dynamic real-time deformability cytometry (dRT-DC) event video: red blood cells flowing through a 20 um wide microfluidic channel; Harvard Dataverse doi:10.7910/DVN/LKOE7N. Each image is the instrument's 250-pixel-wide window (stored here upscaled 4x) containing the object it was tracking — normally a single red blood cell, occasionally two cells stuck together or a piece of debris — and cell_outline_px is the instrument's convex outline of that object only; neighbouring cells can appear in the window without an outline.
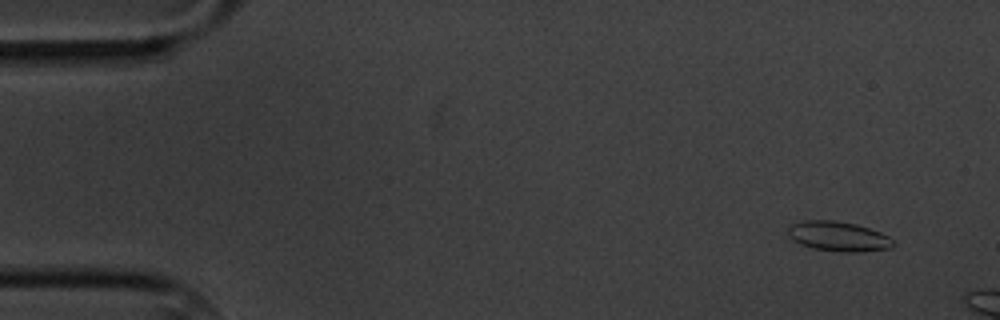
{"species": "common noctule bat (a hibernating species)", "species_latin": "Nyctalus noctula", "temperature_condition": "cold", "stored_images_in_passage": 3, "camera_frame_rate_fps": 3000, "um_per_image_px": 0.085, "animal": {"sex": "male", "body_mass_g": 20.1, "forearm_length_mm": 53.5}, "frame": {"image": 1, "passage_image": 1, "time_ms": 0.0, "image_size_px": [1000, 320], "cell_outline_px": [[896, 244], [892, 248], [860, 252], [840, 252], [812, 248], [800, 244], [792, 240], [788, 236], [788, 228], [792, 224], [804, 220], [836, 220], [856, 224], [880, 232], [888, 236]], "centroid_in_image_um": [71.26, 20.1], "position_along_channel_um": 13.7, "area_um2": 18.44}}